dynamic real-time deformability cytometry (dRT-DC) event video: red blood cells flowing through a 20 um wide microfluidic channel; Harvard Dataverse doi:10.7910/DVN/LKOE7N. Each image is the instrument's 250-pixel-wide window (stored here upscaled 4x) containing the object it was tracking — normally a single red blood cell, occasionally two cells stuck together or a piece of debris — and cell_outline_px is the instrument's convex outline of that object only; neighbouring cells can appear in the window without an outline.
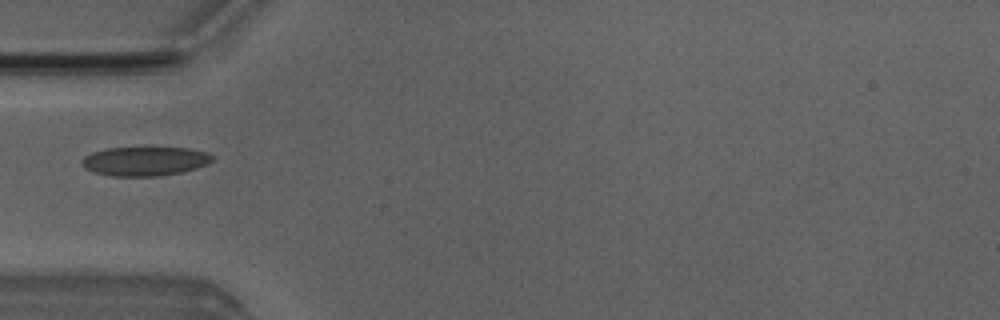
{"species": "Egyptian fruit bat (a non-hibernating species)", "species_latin": "Rousettus aegyptiacus", "temperature_condition": "room temperature", "stored_images_in_passage": 7, "camera_frame_rate_fps": 3000, "um_per_image_px": 0.085, "animal": {"sex": "male"}, "frame": {"image": 1, "passage_image": 5, "time_ms": 4.667, "image_size_px": [1000, 320], "cell_outline_px": [[212, 160], [208, 164], [196, 168], [180, 172], [160, 176], [112, 176], [96, 172], [84, 168], [84, 156], [92, 152], [108, 148], [144, 144], [188, 148], [208, 152], [212, 156]], "centroid_in_image_um": [12.35, 13.64], "position_along_channel_um": 72.6, "area_um2": 23.0}}